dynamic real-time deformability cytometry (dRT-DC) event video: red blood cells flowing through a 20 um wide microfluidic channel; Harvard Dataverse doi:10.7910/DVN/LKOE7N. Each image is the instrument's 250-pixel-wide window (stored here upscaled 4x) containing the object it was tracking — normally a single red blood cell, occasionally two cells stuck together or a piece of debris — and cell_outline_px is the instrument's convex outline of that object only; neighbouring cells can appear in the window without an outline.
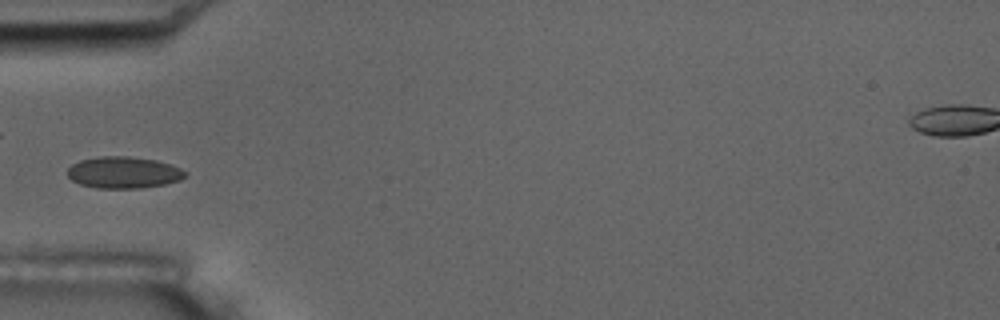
{"species": "common noctule bat (a hibernating species)", "species_latin": "Nyctalus noctula", "temperature_condition": "room temperature", "stored_images_in_passage": 6, "camera_frame_rate_fps": 3000, "um_per_image_px": 0.085, "animal": {"sex": "male", "body_mass_g": 17.5, "forearm_length_mm": 52.3}, "frame": {"image": 1, "passage_image": 6, "time_ms": 6.333, "image_size_px": [1000, 320], "cell_outline_px": [[188, 172], [180, 180], [164, 184], [140, 188], [96, 188], [80, 184], [72, 180], [68, 176], [68, 168], [72, 164], [80, 160], [100, 156], [128, 156], [156, 160], [180, 168]], "centroid_in_image_um": [10.49, 14.66], "position_along_channel_um": 74.5, "area_um2": 21.62}}